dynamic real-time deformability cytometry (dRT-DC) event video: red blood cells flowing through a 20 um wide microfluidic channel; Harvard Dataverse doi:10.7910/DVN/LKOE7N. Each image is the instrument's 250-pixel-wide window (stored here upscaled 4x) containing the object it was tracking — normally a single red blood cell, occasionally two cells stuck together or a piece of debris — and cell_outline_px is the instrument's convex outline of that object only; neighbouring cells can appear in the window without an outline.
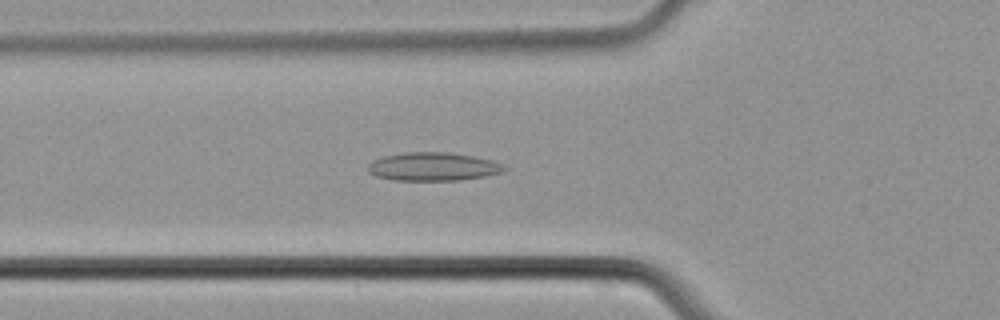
{"species": "common noctule bat (a hibernating species)", "species_latin": "Nyctalus noctula", "temperature_condition": "cold", "stored_images_in_passage": 40, "camera_frame_rate_fps": 3000, "um_per_image_px": 0.085, "animal": {"sex": "male", "body_mass_g": 21.5, "forearm_length_mm": 52.0}, "frame": {"image": 1, "passage_image": 8, "time_ms": 2.333, "image_size_px": [1000, 320], "cell_outline_px": [[508, 168], [500, 172], [484, 176], [460, 180], [396, 180], [376, 176], [368, 172], [368, 164], [372, 160], [384, 156], [408, 152], [448, 152], [472, 156], [492, 160]], "centroid_in_image_um": [36.78, 14.16], "position_along_channel_um": 89.0, "area_um2": 22.31}}
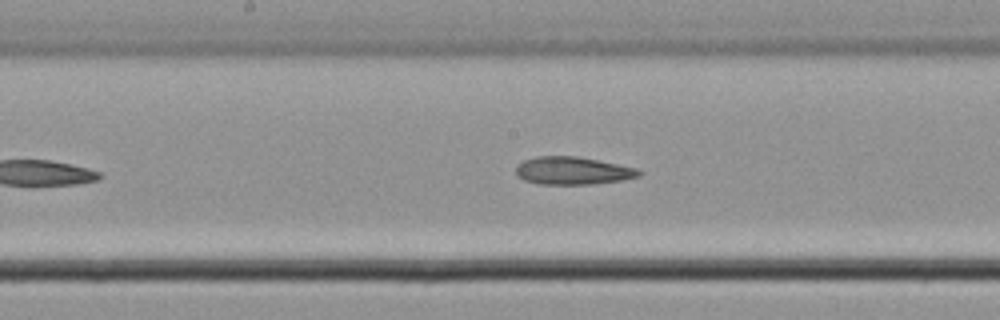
{"frame": {"image": 2, "passage_image": 16, "time_ms": 5.0, "image_size_px": [1000, 320], "cell_outline_px": [[640, 176], [620, 180], [592, 184], [540, 184], [524, 180], [516, 176], [516, 168], [524, 160], [536, 156], [576, 156], [636, 168], [640, 172]], "centroid_in_image_um": [48.63, 14.51], "position_along_channel_um": 199.6, "area_um2": 19.59}}
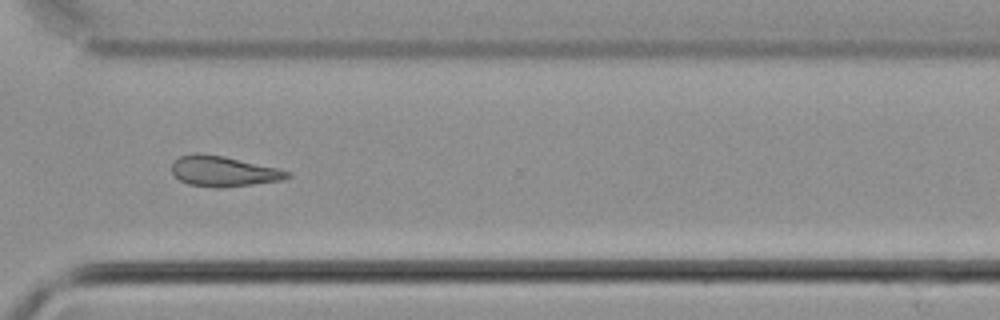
{"frame": {"image": 3, "passage_image": 27, "time_ms": 8.667, "image_size_px": [1000, 320], "cell_outline_px": [[292, 176], [280, 180], [224, 188], [216, 188], [188, 184], [180, 180], [172, 172], [172, 164], [180, 156], [192, 152], [200, 152], [224, 156], [276, 168], [288, 172]], "centroid_in_image_um": [18.94, 14.55], "position_along_channel_um": 351.7, "area_um2": 20.35}}